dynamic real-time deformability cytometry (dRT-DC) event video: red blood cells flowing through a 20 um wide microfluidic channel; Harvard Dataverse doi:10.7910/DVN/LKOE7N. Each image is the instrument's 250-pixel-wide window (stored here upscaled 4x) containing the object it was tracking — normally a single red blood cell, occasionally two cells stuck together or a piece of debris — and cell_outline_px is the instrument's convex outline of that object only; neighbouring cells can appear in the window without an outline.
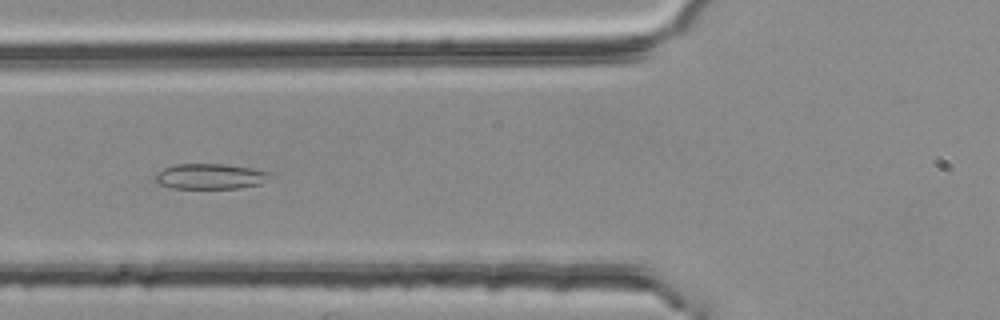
{"species": "common noctule bat (a hibernating species)", "species_latin": "Nyctalus noctula", "temperature_condition": "room temperature", "stored_images_in_passage": 37, "camera_frame_rate_fps": 3000, "um_per_image_px": 0.085, "animal": {"sex": "female", "body_mass_g": 25.1}, "frame": {"image": 1, "passage_image": 5, "time_ms": 1.333, "image_size_px": [1000, 320], "cell_outline_px": [[276, 176], [260, 184], [240, 188], [172, 188], [160, 184], [156, 180], [156, 176], [164, 168], [176, 164], [224, 164], [252, 168], [272, 172]], "centroid_in_image_um": [17.99, 14.99], "position_along_channel_um": 107.8, "area_um2": 17.05}}
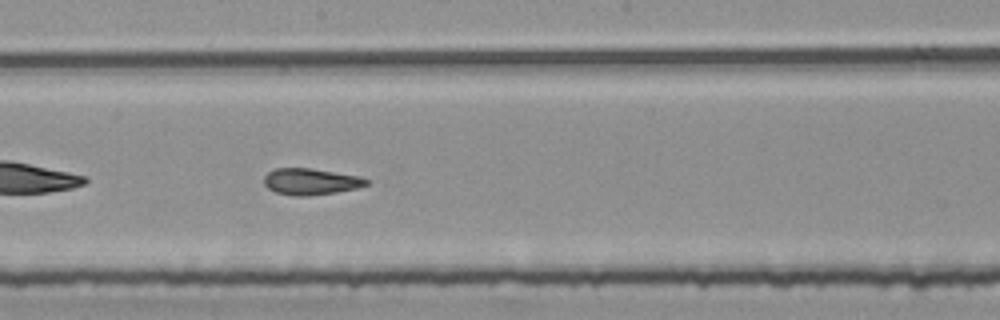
{"frame": {"image": 2, "passage_image": 14, "time_ms": 4.333, "image_size_px": [1000, 320], "cell_outline_px": [[368, 184], [356, 188], [336, 192], [308, 196], [292, 196], [276, 192], [268, 188], [264, 184], [264, 176], [268, 172], [276, 168], [312, 168], [360, 176], [368, 180]], "centroid_in_image_um": [26.39, 15.43], "position_along_channel_um": 221.8, "area_um2": 15.78}}
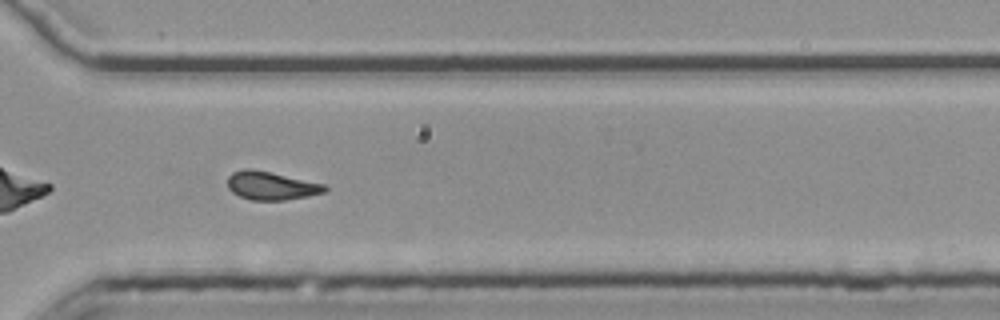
{"frame": {"image": 3, "passage_image": 24, "time_ms": 7.667, "image_size_px": [1000, 320], "cell_outline_px": [[328, 188], [324, 192], [308, 196], [284, 200], [252, 200], [240, 196], [232, 192], [228, 188], [228, 176], [232, 172], [244, 168], [252, 168], [324, 184]], "centroid_in_image_um": [23.02, 15.78], "position_along_channel_um": 347.6, "area_um2": 15.95}, "authors_computed_cell_mechanics": {"area_um2": 15.9528, "velocity_mm_per_s": 3.7868, "shape_relaxation_time_tau1_ms": null, "shape_relaxation_time_tau2_ms": 1.968, "deformation_change_tau1": null, "deformation_change_tau2": 0.1022}}